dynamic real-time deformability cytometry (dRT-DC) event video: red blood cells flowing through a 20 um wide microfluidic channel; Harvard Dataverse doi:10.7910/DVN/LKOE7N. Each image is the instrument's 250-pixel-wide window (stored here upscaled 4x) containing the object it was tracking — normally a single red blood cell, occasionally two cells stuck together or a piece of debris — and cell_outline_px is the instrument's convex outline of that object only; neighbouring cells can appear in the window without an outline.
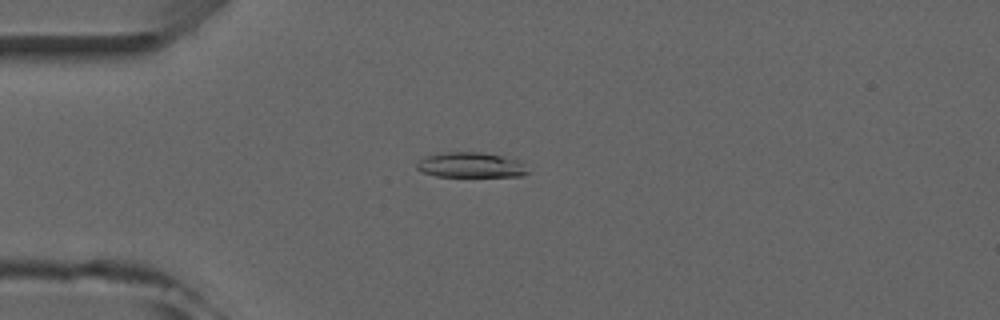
{"species": "common noctule bat (a hibernating species)", "species_latin": "Nyctalus noctula", "temperature_condition": "room temperature", "stored_images_in_passage": 2, "camera_frame_rate_fps": 3000, "um_per_image_px": 0.085, "animal": {"sex": "male", "forearm_length_mm": 52.5}, "frame": {"image": 1, "passage_image": 1, "time_ms": 0.0, "image_size_px": [1000, 320], "cell_outline_px": [[528, 172], [520, 176], [436, 176], [424, 172], [416, 168], [416, 164], [424, 156], [444, 152], [480, 152], [500, 156], [516, 160]], "centroid_in_image_um": [39.92, 14.02], "position_along_channel_um": 45.1, "area_um2": 15.84}}